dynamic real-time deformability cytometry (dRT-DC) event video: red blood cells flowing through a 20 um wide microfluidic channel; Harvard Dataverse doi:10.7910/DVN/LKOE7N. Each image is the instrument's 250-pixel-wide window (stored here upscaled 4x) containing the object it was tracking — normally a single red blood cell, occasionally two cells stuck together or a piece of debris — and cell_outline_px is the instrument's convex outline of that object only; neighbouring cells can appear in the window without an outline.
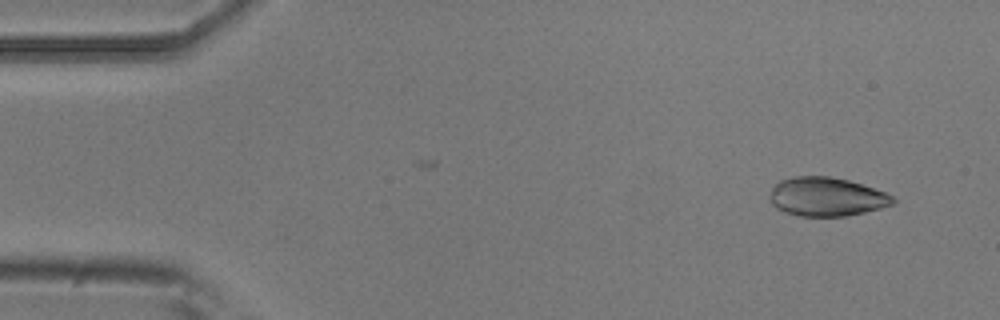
{"species": "common noctule bat (a hibernating species)", "species_latin": "Nyctalus noctula", "temperature_condition": "room temperature", "stored_images_in_passage": 4, "camera_frame_rate_fps": 3000, "um_per_image_px": 0.085, "animal": {"sex": "male", "body_mass_g": 20.5, "forearm_length_mm": 52.5}, "frame": {"image": 1, "passage_image": 1, "time_ms": 0.0, "image_size_px": [1000, 320], "cell_outline_px": [[896, 200], [892, 204], [880, 208], [848, 216], [800, 216], [784, 212], [776, 208], [768, 200], [768, 196], [772, 188], [780, 180], [796, 176], [828, 176], [848, 180], [884, 192], [892, 196]], "centroid_in_image_um": [70.2, 16.73], "position_along_channel_um": 14.8, "area_um2": 27.8}}
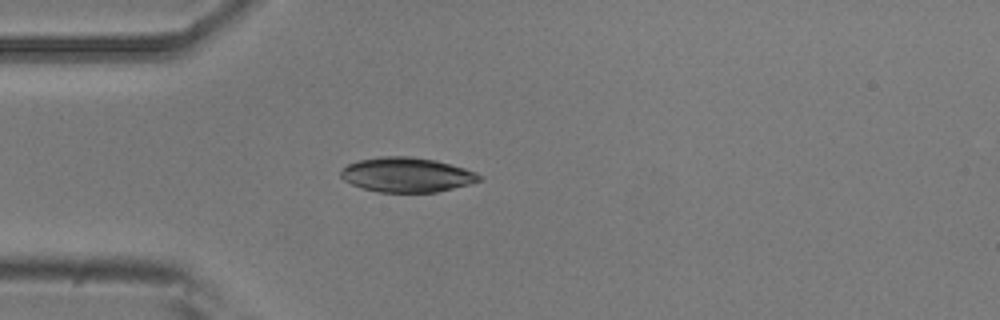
{"frame": {"image": 2, "passage_image": 4, "time_ms": 1.0, "image_size_px": [1000, 320], "cell_outline_px": [[484, 180], [436, 192], [380, 192], [364, 188], [352, 184], [344, 180], [340, 176], [340, 172], [348, 164], [360, 160], [380, 156], [408, 156], [436, 160], [464, 168], [476, 172], [484, 176]], "centroid_in_image_um": [34.61, 14.85], "position_along_channel_um": 50.4, "area_um2": 27.86}}